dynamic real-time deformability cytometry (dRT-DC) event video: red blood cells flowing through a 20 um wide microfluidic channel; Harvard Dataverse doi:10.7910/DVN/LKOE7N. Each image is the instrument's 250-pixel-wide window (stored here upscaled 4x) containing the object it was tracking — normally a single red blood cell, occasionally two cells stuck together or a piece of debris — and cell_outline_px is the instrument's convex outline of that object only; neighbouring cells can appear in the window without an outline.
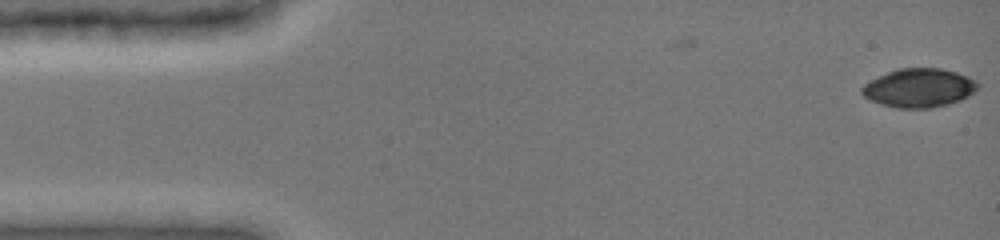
{"species": "common noctule bat (a hibernating species)", "species_latin": "Nyctalus noctula", "temperature_condition": "cold", "stored_images_in_passage": 5, "camera_frame_rate_fps": 3000, "um_per_image_px": 0.085, "animal": {"sex": "female", "body_mass_g": 19.0, "forearm_length_mm": 51.5}, "frame": {"image": 1, "passage_image": 5, "time_ms": 1.333, "image_size_px": [1000, 240], "cell_outline_px": [[980, 84], [968, 96], [960, 100], [948, 104], [932, 108], [900, 108], [868, 100], [860, 92], [860, 88], [864, 84], [888, 72], [900, 68], [940, 68], [956, 72], [968, 76], [976, 80]], "centroid_in_image_um": [78.12, 7.47], "position_along_channel_um": 6.9, "area_um2": 26.01}}